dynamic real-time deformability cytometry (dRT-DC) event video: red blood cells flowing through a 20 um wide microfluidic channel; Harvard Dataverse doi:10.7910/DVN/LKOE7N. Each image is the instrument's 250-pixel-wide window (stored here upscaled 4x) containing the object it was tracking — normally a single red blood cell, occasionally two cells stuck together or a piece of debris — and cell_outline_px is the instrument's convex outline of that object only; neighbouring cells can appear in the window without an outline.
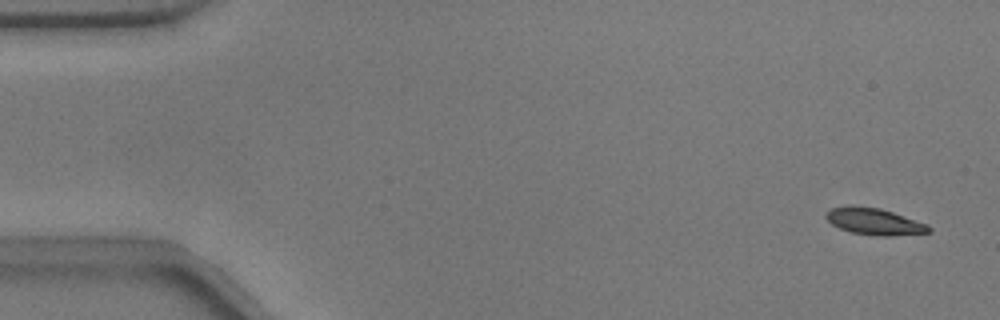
{"species": "common noctule bat (a hibernating species)", "species_latin": "Nyctalus noctula", "temperature_condition": "warm", "stored_images_in_passage": 54, "camera_frame_rate_fps": 3000, "um_per_image_px": 0.085, "animal": {"sex": "male", "body_mass_g": 17.9}, "frame": {"image": 1, "passage_image": 3, "time_ms": 0.667, "image_size_px": [1000, 320], "cell_outline_px": [[932, 232], [892, 236], [880, 236], [852, 232], [840, 228], [832, 224], [824, 216], [832, 208], [848, 204], [852, 204], [880, 208], [928, 224], [932, 228]], "centroid_in_image_um": [74.33, 18.81], "position_along_channel_um": 10.7, "area_um2": 16.07}}
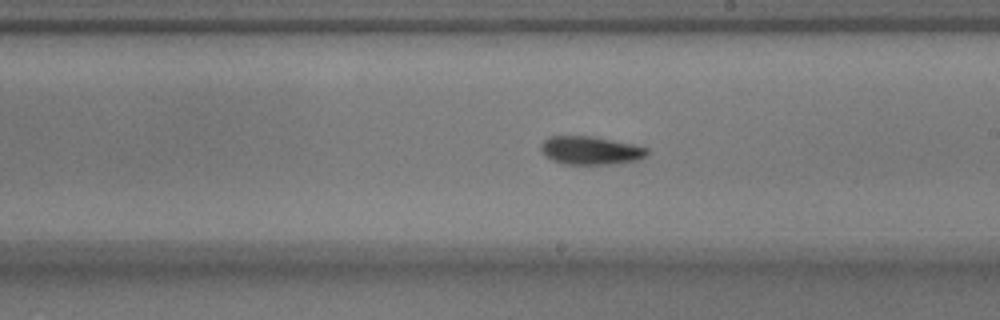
{"frame": {"image": 2, "passage_image": 31, "time_ms": 10.0, "image_size_px": [1000, 320], "cell_outline_px": [[648, 152], [640, 160], [612, 164], [564, 164], [552, 160], [540, 148], [540, 144], [548, 136], [592, 136], [632, 144], [648, 148]], "centroid_in_image_um": [50.2, 12.78], "position_along_channel_um": 238.8, "area_um2": 17.4}}
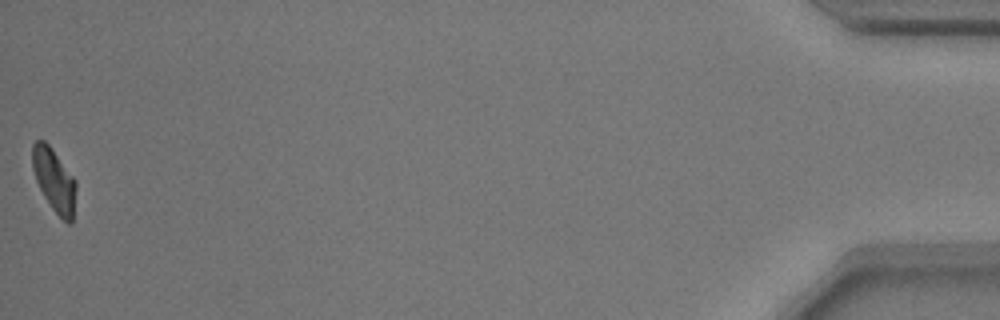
{"frame": {"image": 3, "passage_image": 54, "time_ms": 17.667, "image_size_px": [1000, 320], "cell_outline_px": [[76, 188], [72, 220], [68, 224], [52, 208], [44, 196], [36, 180], [32, 168], [32, 144], [36, 140], [44, 140], [48, 144], [76, 180]], "centroid_in_image_um": [4.59, 15.28], "position_along_channel_um": 430.6, "area_um2": 15.78}, "authors_computed_cell_mechanics": {"area_um2": 16.8198, "velocity_mm_per_s": 3.7789, "shape_relaxation_time_tau1_ms": 6.7973, "shape_relaxation_time_tau2_ms": 4.575, "deformation_change_tau1": 0.1798, "deformation_change_tau2": 0.1038}}